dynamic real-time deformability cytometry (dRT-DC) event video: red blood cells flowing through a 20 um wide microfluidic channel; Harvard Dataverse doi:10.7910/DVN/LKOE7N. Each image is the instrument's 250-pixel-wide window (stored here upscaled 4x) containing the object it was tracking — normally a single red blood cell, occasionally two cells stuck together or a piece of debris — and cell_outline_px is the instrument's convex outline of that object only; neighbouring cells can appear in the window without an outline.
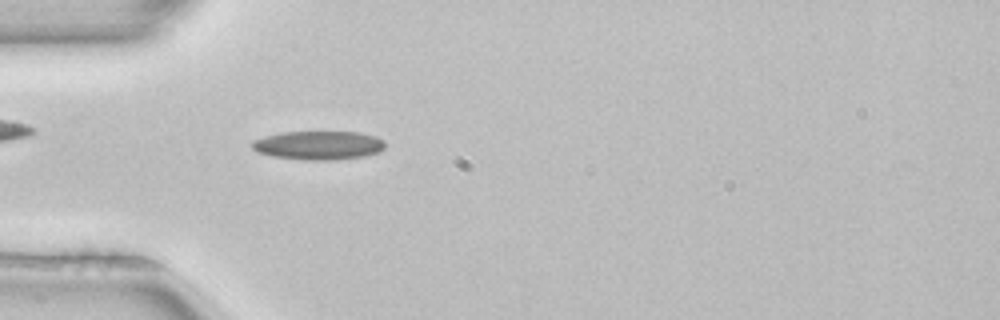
{"species": "common noctule bat (a hibernating species)", "species_latin": "Nyctalus noctula", "temperature_condition": "room temperature", "stored_images_in_passage": 5, "camera_frame_rate_fps": 3000, "um_per_image_px": 0.085, "animal": {"sex": "female", "body_mass_g": 22.7, "forearm_length_mm": 54.2}, "frame": {"image": 1, "passage_image": 5, "time_ms": 1.333, "image_size_px": [1000, 320], "cell_outline_px": [[384, 148], [380, 152], [364, 156], [336, 160], [304, 160], [272, 156], [256, 152], [248, 144], [252, 140], [264, 136], [280, 132], [360, 132], [376, 136], [384, 140]], "centroid_in_image_um": [27.04, 12.35], "position_along_channel_um": 58.0, "area_um2": 22.66}}